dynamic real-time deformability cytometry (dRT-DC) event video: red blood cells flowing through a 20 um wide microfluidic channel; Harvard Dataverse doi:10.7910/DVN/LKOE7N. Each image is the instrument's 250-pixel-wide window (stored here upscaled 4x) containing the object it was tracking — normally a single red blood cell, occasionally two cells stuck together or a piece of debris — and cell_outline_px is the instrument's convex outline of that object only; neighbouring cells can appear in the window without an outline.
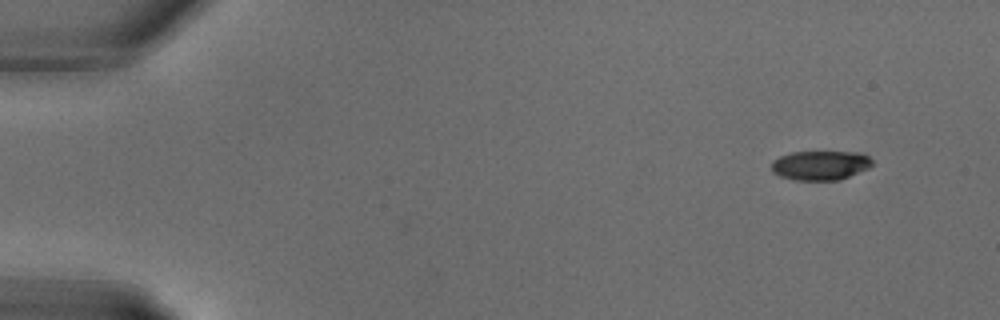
{"species": "common noctule bat (a hibernating species)", "species_latin": "Nyctalus noctula", "temperature_condition": "warm", "stored_images_in_passage": 28, "camera_frame_rate_fps": 3000, "um_per_image_px": 0.085, "animal": {"sex": "male", "body_mass_g": 18.8}, "frame": {"image": 1, "passage_image": 1, "time_ms": 0.0, "image_size_px": [1000, 320], "cell_outline_px": [[872, 164], [868, 168], [840, 180], [796, 180], [780, 176], [772, 172], [772, 160], [780, 156], [792, 152], [856, 152], [868, 156], [872, 160]], "centroid_in_image_um": [69.71, 14.05], "position_along_channel_um": 15.3, "area_um2": 17.17}}
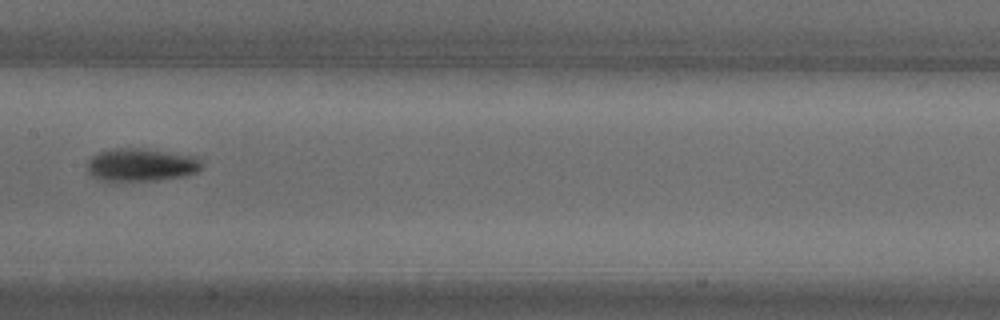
{"frame": {"image": 2, "passage_image": 14, "time_ms": 4.333, "image_size_px": [1000, 320], "cell_outline_px": [[204, 168], [188, 176], [160, 180], [100, 180], [92, 176], [88, 172], [88, 160], [92, 156], [108, 148], [144, 148], [200, 156], [204, 160]], "centroid_in_image_um": [12.11, 13.99], "position_along_channel_um": 195.3, "area_um2": 22.54}}
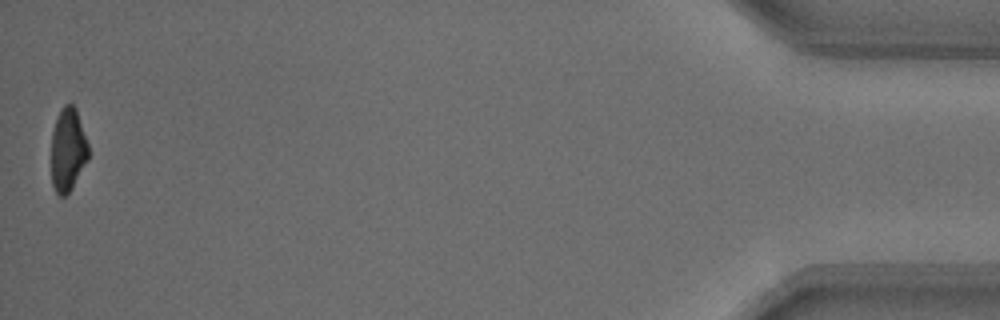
{"frame": {"image": 3, "passage_image": 28, "time_ms": 9.0, "image_size_px": [1000, 320], "cell_outline_px": [[88, 160], [72, 188], [64, 196], [60, 196], [56, 192], [52, 184], [52, 132], [56, 116], [60, 108], [64, 104], [72, 104], [76, 108], [88, 144]], "centroid_in_image_um": [5.77, 12.7], "position_along_channel_um": 429.4, "area_um2": 18.03}}